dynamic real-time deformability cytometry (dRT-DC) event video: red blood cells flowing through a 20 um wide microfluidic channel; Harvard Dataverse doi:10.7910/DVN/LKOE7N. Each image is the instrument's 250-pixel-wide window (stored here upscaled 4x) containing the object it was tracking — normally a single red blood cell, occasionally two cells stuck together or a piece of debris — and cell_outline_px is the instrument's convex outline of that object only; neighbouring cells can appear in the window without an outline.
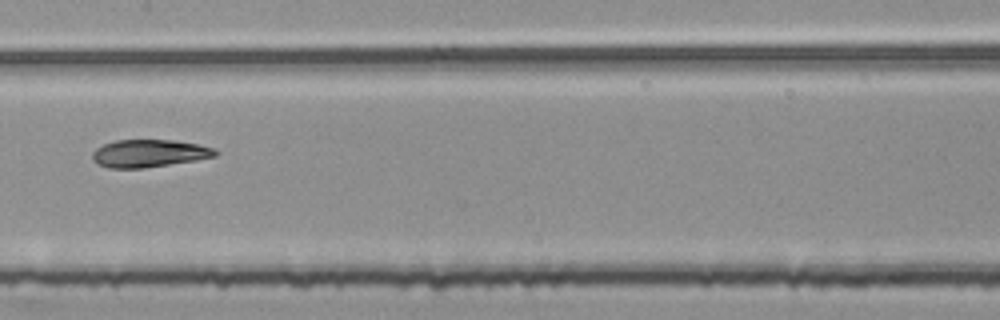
{"species": "common noctule bat (a hibernating species)", "species_latin": "Nyctalus noctula", "temperature_condition": "room temperature", "stored_images_in_passage": 6, "camera_frame_rate_fps": 3000, "um_per_image_px": 0.085, "animal": {"sex": "female", "body_mass_g": 25.1}, "frame": {"image": 1, "passage_image": 6, "time_ms": 1.667, "image_size_px": [1000, 320], "cell_outline_px": [[220, 152], [216, 156], [196, 160], [144, 168], [108, 168], [92, 160], [92, 152], [96, 148], [104, 144], [116, 140], [172, 140], [196, 144], [212, 148]], "centroid_in_image_um": [12.66, 13.04], "position_along_channel_um": 194.7, "area_um2": 19.65}}